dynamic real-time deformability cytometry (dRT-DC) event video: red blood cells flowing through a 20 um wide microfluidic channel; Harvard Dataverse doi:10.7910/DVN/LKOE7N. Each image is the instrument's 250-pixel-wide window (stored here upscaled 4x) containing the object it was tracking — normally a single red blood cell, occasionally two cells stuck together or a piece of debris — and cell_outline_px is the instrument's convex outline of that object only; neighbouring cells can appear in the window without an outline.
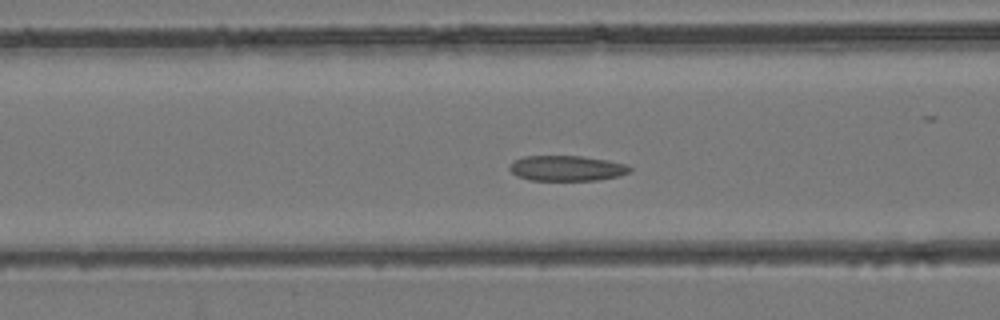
{"species": "common noctule bat (a hibernating species)", "species_latin": "Nyctalus noctula", "temperature_condition": "room temperature", "stored_images_in_passage": 45, "camera_frame_rate_fps": 3000, "um_per_image_px": 0.085, "animal": {"sex": "female", "body_mass_g": 24.6, "forearm_length_mm": 56.2}, "frame": {"image": 1, "passage_image": 18, "time_ms": 5.667, "image_size_px": [1000, 320], "cell_outline_px": [[632, 172], [620, 176], [600, 180], [532, 180], [516, 176], [508, 168], [512, 160], [524, 156], [580, 156], [608, 160], [624, 164], [632, 168]], "centroid_in_image_um": [48.17, 14.3], "position_along_channel_um": 118.4, "area_um2": 17.92}}
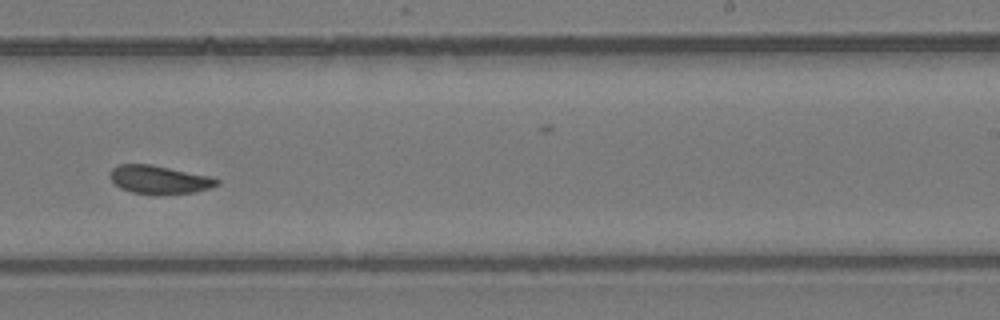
{"frame": {"image": 2, "passage_image": 28, "time_ms": 9.0, "image_size_px": [1000, 320], "cell_outline_px": [[220, 184], [196, 192], [132, 192], [120, 188], [108, 176], [112, 168], [120, 164], [152, 164], [208, 176], [220, 180]], "centroid_in_image_um": [13.51, 15.23], "position_along_channel_um": 275.5, "area_um2": 16.94}}
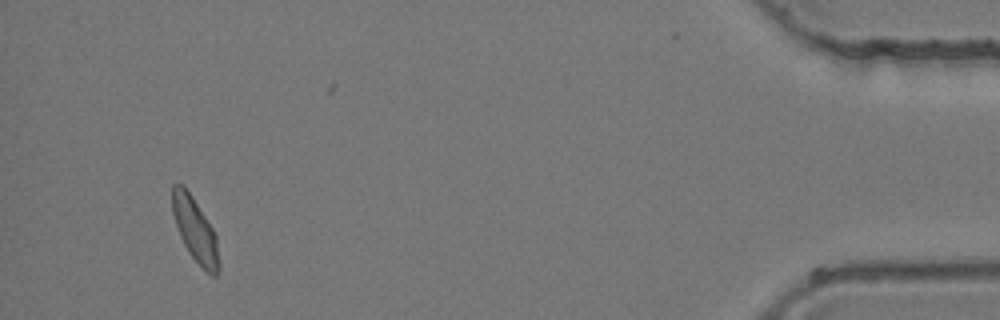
{"frame": {"image": 3, "passage_image": 42, "time_ms": 13.667, "image_size_px": [1000, 320], "cell_outline_px": [[220, 268], [216, 276], [212, 276], [188, 252], [180, 236], [172, 212], [172, 184], [184, 184], [192, 196], [212, 228], [216, 236], [220, 264]], "centroid_in_image_um": [16.58, 19.52], "position_along_channel_um": 418.6, "area_um2": 17.17}}